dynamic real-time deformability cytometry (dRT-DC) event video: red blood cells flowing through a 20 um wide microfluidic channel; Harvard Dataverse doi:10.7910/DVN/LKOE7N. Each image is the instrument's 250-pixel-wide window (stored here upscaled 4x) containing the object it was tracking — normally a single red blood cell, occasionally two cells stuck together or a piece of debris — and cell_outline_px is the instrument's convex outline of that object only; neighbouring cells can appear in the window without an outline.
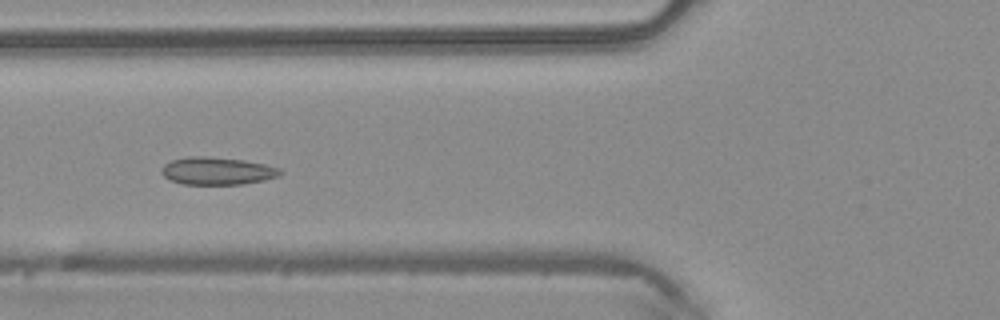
{"species": "common noctule bat (a hibernating species)", "species_latin": "Nyctalus noctula", "temperature_condition": "warm", "stored_images_in_passage": 49, "camera_frame_rate_fps": 3000, "um_per_image_px": 0.085, "animal": {"sex": "male", "body_mass_g": 20.4}, "frame": {"image": 1, "passage_image": 19, "time_ms": 6.0, "image_size_px": [1000, 320], "cell_outline_px": [[284, 172], [280, 176], [264, 180], [244, 184], [184, 184], [172, 180], [164, 176], [160, 172], [164, 164], [172, 160], [188, 156], [204, 156], [244, 160], [264, 164], [280, 168]], "centroid_in_image_um": [18.49, 14.53], "position_along_channel_um": 107.3, "area_um2": 19.07}}
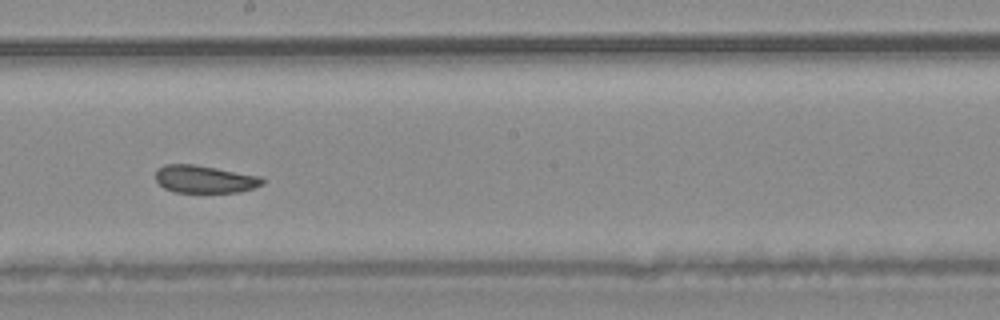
{"frame": {"image": 2, "passage_image": 28, "time_ms": 9.0, "image_size_px": [1000, 320], "cell_outline_px": [[264, 184], [240, 192], [176, 192], [164, 188], [156, 180], [156, 168], [164, 164], [192, 164], [216, 168], [260, 176], [264, 180]], "centroid_in_image_um": [17.37, 15.22], "position_along_channel_um": 230.8, "area_um2": 17.11}}
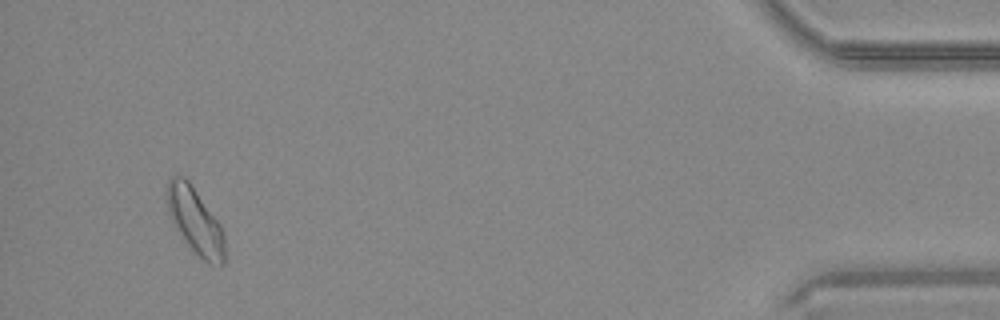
{"frame": {"image": 3, "passage_image": 47, "time_ms": 15.333, "image_size_px": [1000, 320], "cell_outline_px": [[224, 264], [208, 264], [188, 244], [176, 228], [168, 216], [164, 192], [168, 180], [172, 176], [184, 176], [188, 180], [220, 224], [224, 232]], "centroid_in_image_um": [16.54, 18.72], "position_along_channel_um": 418.7, "area_um2": 22.2}, "authors_computed_cell_mechanics": {"area_um2": 19.2474, "velocity_mm_per_s": 4.1109, "shape_relaxation_time_tau1_ms": null, "shape_relaxation_time_tau2_ms": 2.1924, "deformation_change_tau1": null, "deformation_change_tau2": 0.0489}}